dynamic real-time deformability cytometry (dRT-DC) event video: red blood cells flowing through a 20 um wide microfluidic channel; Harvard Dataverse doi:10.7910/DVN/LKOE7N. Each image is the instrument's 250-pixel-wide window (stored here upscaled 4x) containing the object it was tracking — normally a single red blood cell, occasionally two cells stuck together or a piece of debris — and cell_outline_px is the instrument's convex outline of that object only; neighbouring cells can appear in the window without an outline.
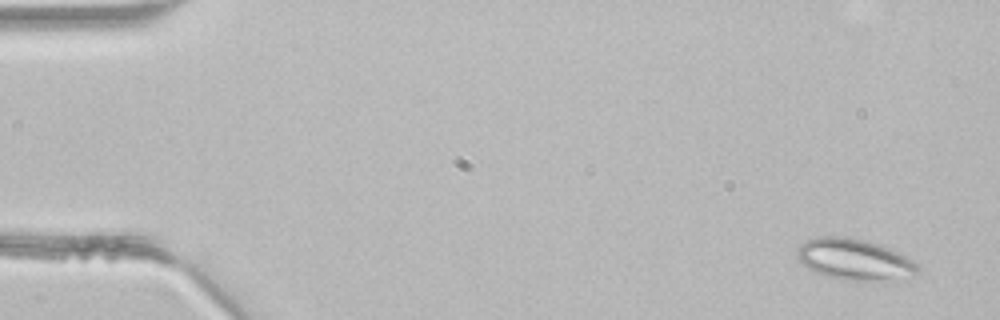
{"species": "common noctule bat (a hibernating species)", "species_latin": "Nyctalus noctula", "temperature_condition": "room temperature", "stored_images_in_passage": 4, "camera_frame_rate_fps": 3000, "um_per_image_px": 0.085, "animal": {"sex": "male", "body_mass_g": 21.5, "forearm_length_mm": 52.0}, "frame": {"image": 1, "passage_image": 1, "time_ms": 0.0, "image_size_px": [1000, 320], "cell_outline_px": [[920, 268], [908, 284], [840, 280], [816, 272], [808, 268], [796, 256], [796, 252], [800, 244], [808, 240], [820, 236], [848, 236], [868, 240], [880, 244], [900, 252], [920, 264]], "centroid_in_image_um": [72.81, 22.12], "position_along_channel_um": 12.2, "area_um2": 30.63}}